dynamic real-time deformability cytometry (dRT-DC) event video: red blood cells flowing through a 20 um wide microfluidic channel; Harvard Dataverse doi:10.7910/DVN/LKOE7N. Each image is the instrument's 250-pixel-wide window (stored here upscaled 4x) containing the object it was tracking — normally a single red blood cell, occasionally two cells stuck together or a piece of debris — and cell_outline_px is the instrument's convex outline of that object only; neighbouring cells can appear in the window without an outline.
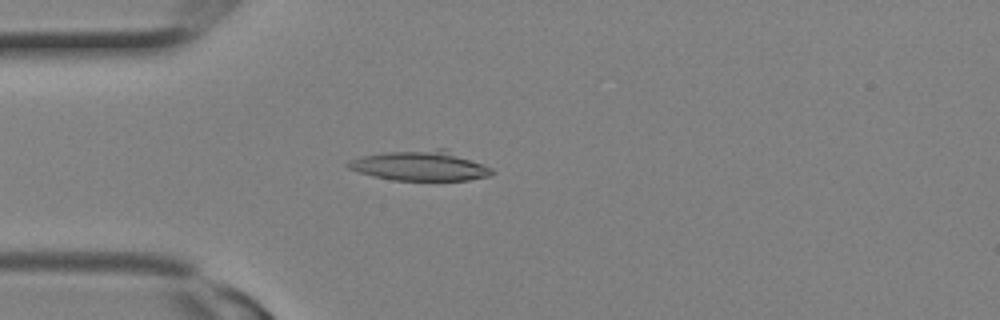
{"species": "Egyptian fruit bat (a non-hibernating species)", "species_latin": "Rousettus aegyptiacus", "temperature_condition": "room temperature", "stored_images_in_passage": 25, "camera_frame_rate_fps": 3000, "um_per_image_px": 0.085, "animal": {"sex": "female"}, "frame": {"image": 1, "passage_image": 6, "time_ms": 1.667, "image_size_px": [1000, 320], "cell_outline_px": [[496, 172], [488, 176], [468, 180], [392, 180], [360, 172], [348, 168], [344, 164], [348, 160], [364, 156], [384, 152], [436, 148], [444, 148], [492, 168]], "centroid_in_image_um": [35.73, 14.08], "position_along_channel_um": 49.3, "area_um2": 25.03}}
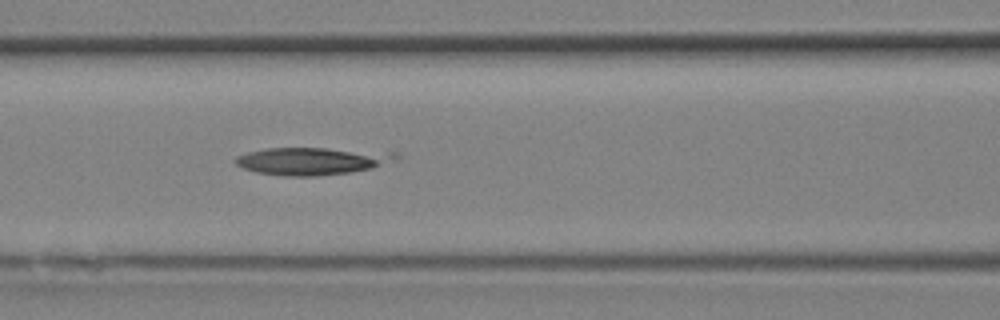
{"frame": {"image": 2, "passage_image": 10, "time_ms": 3.0, "image_size_px": [1000, 320], "cell_outline_px": [[400, 156], [372, 168], [348, 172], [316, 176], [284, 176], [256, 172], [244, 168], [236, 164], [232, 160], [236, 156], [248, 152], [264, 148], [328, 148], [400, 152]], "centroid_in_image_um": [26.48, 13.67], "position_along_channel_um": 140.1, "area_um2": 25.66}}
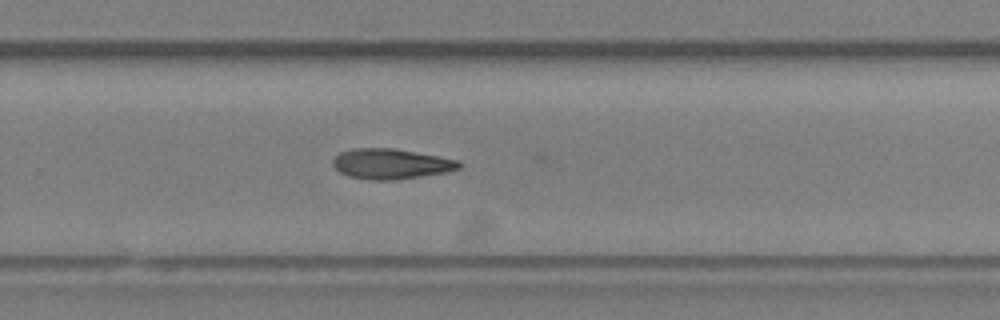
{"frame": {"image": 3, "passage_image": 16, "time_ms": 5.0, "image_size_px": [1000, 320], "cell_outline_px": [[460, 168], [448, 172], [392, 180], [372, 180], [348, 176], [340, 172], [332, 164], [332, 160], [340, 152], [352, 148], [392, 148], [440, 156], [460, 160]], "centroid_in_image_um": [33.23, 13.92], "position_along_channel_um": 296.6, "area_um2": 22.25}}